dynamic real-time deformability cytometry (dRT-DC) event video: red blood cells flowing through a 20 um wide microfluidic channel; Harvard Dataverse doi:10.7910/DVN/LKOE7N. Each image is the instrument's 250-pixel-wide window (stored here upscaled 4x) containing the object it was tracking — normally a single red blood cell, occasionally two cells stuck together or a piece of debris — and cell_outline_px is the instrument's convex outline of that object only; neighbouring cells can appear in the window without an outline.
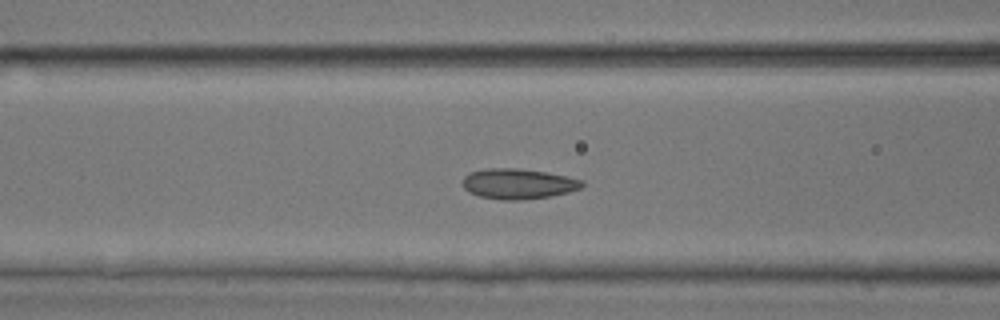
{"species": "common noctule bat (a hibernating species)", "species_latin": "Nyctalus noctula", "temperature_condition": "room temperature", "stored_images_in_passage": 55, "camera_frame_rate_fps": 3000, "um_per_image_px": 0.085, "animal": {"sex": "male", "body_mass_g": 17.9, "forearm_length_mm": 54.2}, "frame": {"image": 1, "passage_image": 23, "time_ms": 7.333, "image_size_px": [1000, 320], "cell_outline_px": [[584, 184], [580, 188], [568, 192], [552, 196], [520, 200], [500, 200], [480, 196], [468, 192], [464, 188], [464, 176], [468, 172], [488, 168], [516, 168], [544, 172], [584, 180]], "centroid_in_image_um": [44.03, 15.63], "position_along_channel_um": 122.6, "area_um2": 21.04}}
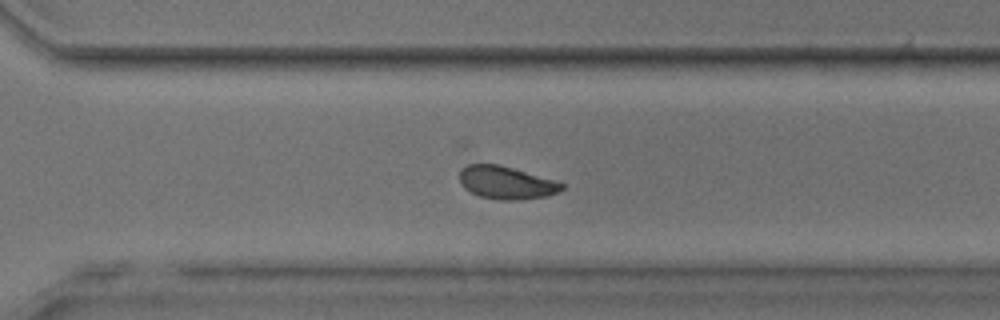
{"frame": {"image": 2, "passage_image": 39, "time_ms": 12.667, "image_size_px": [1000, 320], "cell_outline_px": [[564, 188], [548, 196], [516, 200], [500, 200], [480, 196], [464, 188], [460, 184], [460, 172], [468, 164], [500, 164], [556, 180], [564, 184]], "centroid_in_image_um": [43.05, 15.52], "position_along_channel_um": 327.6, "area_um2": 19.54}}
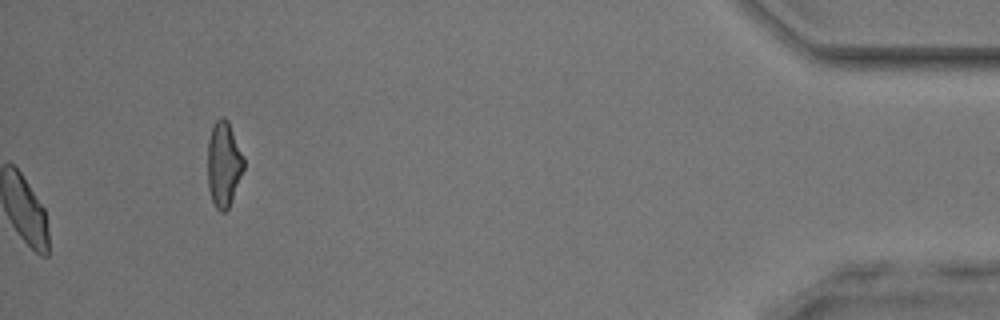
{"frame": {"image": 3, "passage_image": 55, "time_ms": 18.0, "image_size_px": [1000, 320], "cell_outline_px": [[244, 168], [228, 208], [224, 212], [220, 212], [216, 208], [212, 200], [208, 188], [208, 140], [212, 128], [216, 120], [220, 116], [224, 116], [228, 120], [244, 156]], "centroid_in_image_um": [19.01, 13.92], "position_along_channel_um": 416.2, "area_um2": 17.92}, "authors_computed_cell_mechanics": {"area_um2": 20.4612, "velocity_mm_per_s": 3.8493, "shape_relaxation_time_tau1_ms": 3.9412, "shape_relaxation_time_tau2_ms": 1.5052, "deformation_change_tau1": 0.1012, "deformation_change_tau2": 0.0436}}